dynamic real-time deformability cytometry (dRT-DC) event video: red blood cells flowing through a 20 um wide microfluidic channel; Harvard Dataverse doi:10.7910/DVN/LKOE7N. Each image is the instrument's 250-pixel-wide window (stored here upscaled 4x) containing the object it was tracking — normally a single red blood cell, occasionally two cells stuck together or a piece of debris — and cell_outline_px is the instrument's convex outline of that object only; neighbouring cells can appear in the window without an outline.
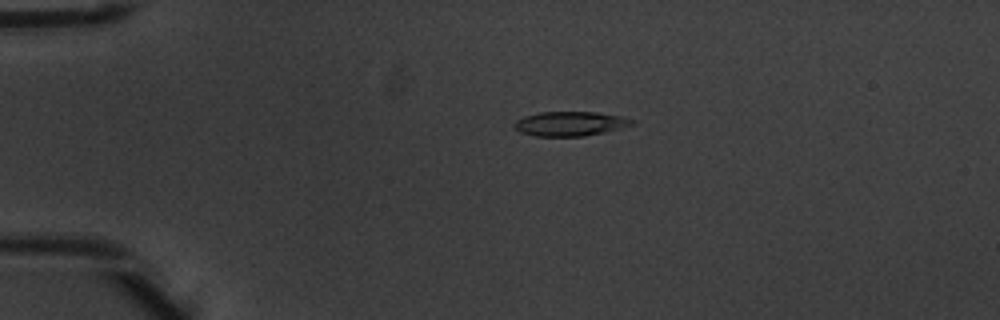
{"species": "common noctule bat (a hibernating species)", "species_latin": "Nyctalus noctula", "temperature_condition": "warm", "stored_images_in_passage": 1, "camera_frame_rate_fps": 3000, "um_per_image_px": 0.085, "animal": {"sex": "male", "body_mass_g": 20.1, "forearm_length_mm": 53.5}, "frame": {"image": 1, "passage_image": 1, "time_ms": 0.0, "image_size_px": [1000, 320], "cell_outline_px": [[636, 120], [632, 124], [604, 132], [584, 136], [536, 136], [520, 132], [512, 124], [516, 120], [524, 116], [540, 112], [596, 112], [620, 116]], "centroid_in_image_um": [48.42, 10.51], "position_along_channel_um": 36.6, "area_um2": 16.59}}